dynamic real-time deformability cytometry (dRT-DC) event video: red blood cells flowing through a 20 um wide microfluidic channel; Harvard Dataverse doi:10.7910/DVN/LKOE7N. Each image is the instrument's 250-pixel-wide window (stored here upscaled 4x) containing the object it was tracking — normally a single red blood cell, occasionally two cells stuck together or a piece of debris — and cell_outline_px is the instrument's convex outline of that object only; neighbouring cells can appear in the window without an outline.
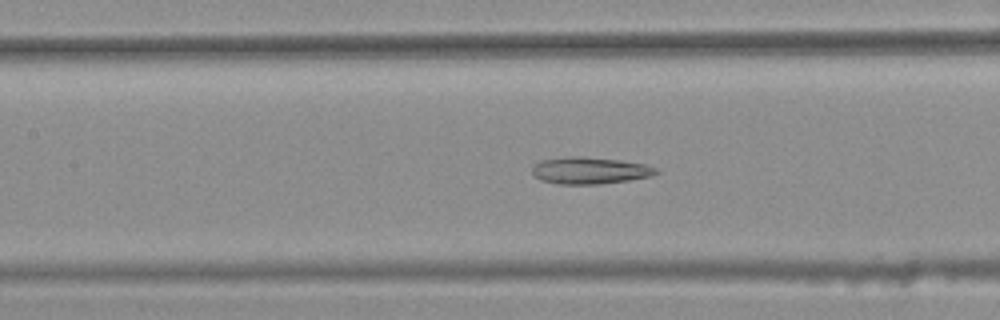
{"species": "common noctule bat (a hibernating species)", "species_latin": "Nyctalus noctula", "temperature_condition": "warm", "stored_images_in_passage": 31, "camera_frame_rate_fps": 3000, "um_per_image_px": 0.085, "animal": {"sex": "female", "body_mass_g": 25.1}, "frame": {"image": 1, "passage_image": 9, "time_ms": 2.667, "image_size_px": [1000, 320], "cell_outline_px": [[660, 172], [652, 176], [628, 180], [600, 184], [556, 184], [540, 180], [532, 172], [532, 164], [540, 160], [572, 156], [584, 156], [620, 160], [644, 164], [656, 168]], "centroid_in_image_um": [50.11, 14.49], "position_along_channel_um": 157.3, "area_um2": 19.54}}
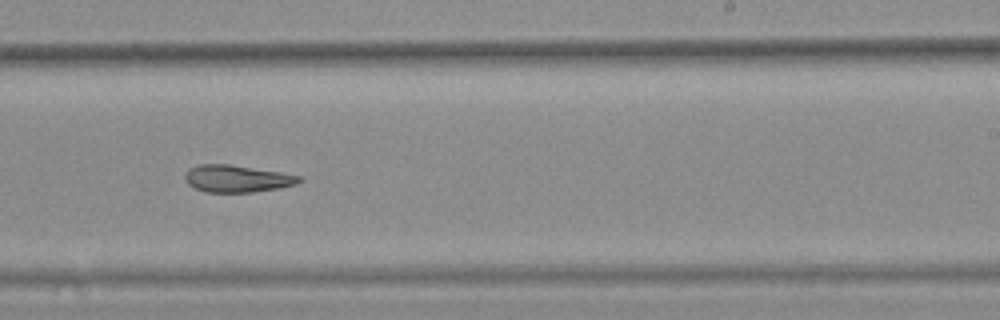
{"frame": {"image": 2, "passage_image": 18, "time_ms": 5.667, "image_size_px": [1000, 320], "cell_outline_px": [[304, 180], [296, 184], [280, 188], [252, 192], [204, 192], [188, 184], [184, 176], [188, 168], [200, 164], [228, 164], [280, 172], [300, 176]], "centroid_in_image_um": [20.14, 15.18], "position_along_channel_um": 268.9, "area_um2": 18.03}}
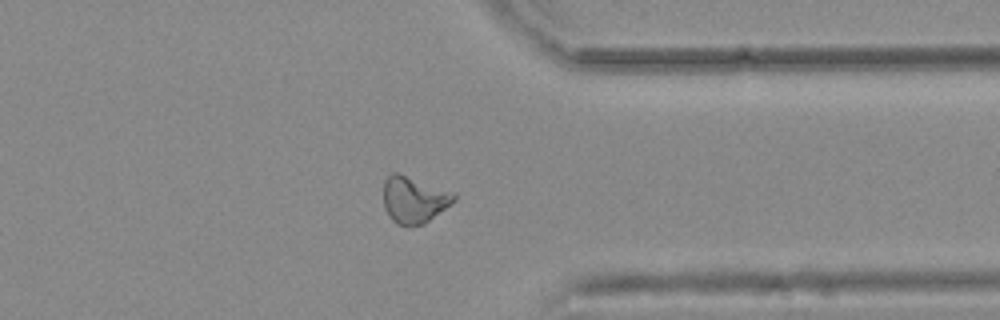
{"frame": {"image": 3, "passage_image": 27, "time_ms": 8.667, "image_size_px": [1000, 320], "cell_outline_px": [[456, 200], [424, 224], [396, 224], [388, 216], [384, 208], [384, 180], [392, 172], [396, 172], [456, 192]], "centroid_in_image_um": [35.2, 16.95], "position_along_channel_um": 376.2, "area_um2": 19.13}, "authors_computed_cell_mechanics": {"area_um2": 18.8428, "velocity_mm_per_s": 3.7319, "shape_relaxation_time_tau1_ms": null, "shape_relaxation_time_tau2_ms": 5.9398, "deformation_change_tau1": null, "deformation_change_tau2": 0.1529}}